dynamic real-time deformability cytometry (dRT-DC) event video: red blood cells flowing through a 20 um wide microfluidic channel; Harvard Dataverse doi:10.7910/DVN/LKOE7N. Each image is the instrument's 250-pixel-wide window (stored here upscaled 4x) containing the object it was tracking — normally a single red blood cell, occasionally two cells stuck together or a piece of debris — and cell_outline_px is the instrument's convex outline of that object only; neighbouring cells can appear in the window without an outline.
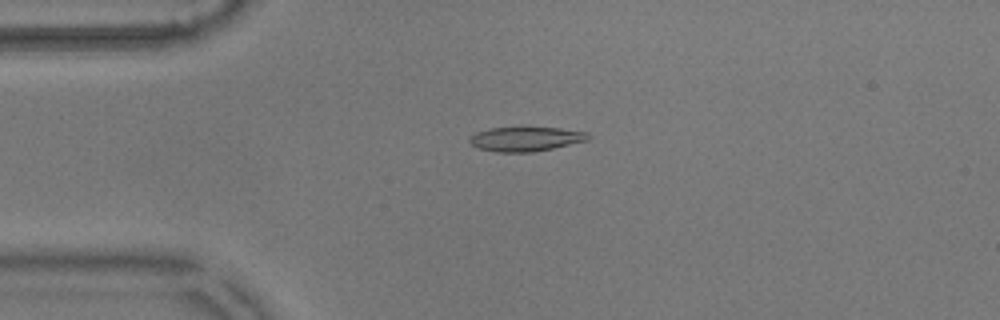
{"species": "common noctule bat (a hibernating species)", "species_latin": "Nyctalus noctula", "temperature_condition": "warm", "stored_images_in_passage": 54, "camera_frame_rate_fps": 3000, "um_per_image_px": 0.085, "animal": {"sex": "male", "body_mass_g": 17.9}, "frame": {"image": 1, "passage_image": 12, "time_ms": 3.667, "image_size_px": [1000, 320], "cell_outline_px": [[592, 136], [588, 140], [552, 148], [532, 152], [496, 152], [480, 148], [472, 144], [468, 140], [476, 132], [488, 128], [560, 128], [588, 132]], "centroid_in_image_um": [44.71, 11.81], "position_along_channel_um": 40.3, "area_um2": 16.65}}
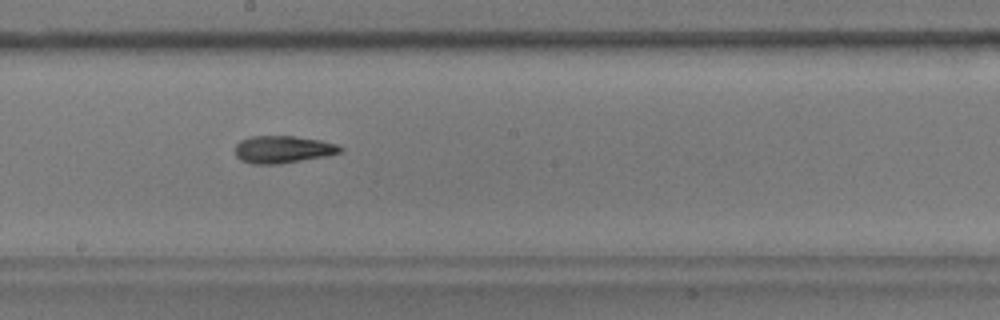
{"frame": {"image": 2, "passage_image": 29, "time_ms": 9.333, "image_size_px": [1000, 320], "cell_outline_px": [[344, 148], [340, 152], [328, 156], [280, 164], [252, 164], [240, 160], [236, 156], [236, 144], [240, 140], [252, 136], [292, 136], [320, 140], [336, 144]], "centroid_in_image_um": [24.04, 12.71], "position_along_channel_um": 224.2, "area_um2": 16.82}}
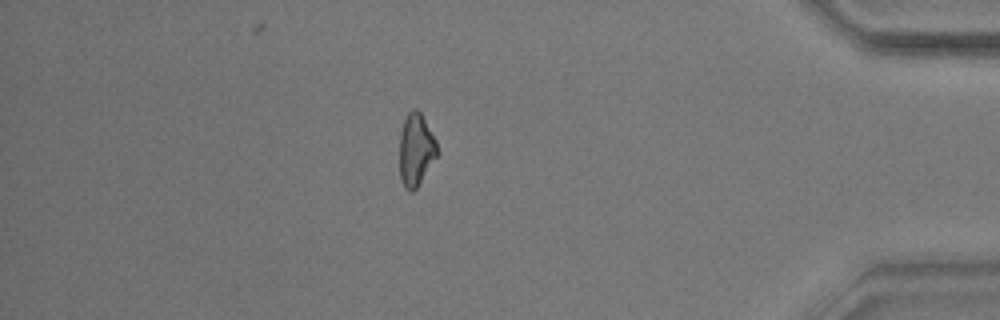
{"frame": {"image": 3, "passage_image": 47, "time_ms": 15.333, "image_size_px": [1000, 320], "cell_outline_px": [[440, 152], [416, 188], [412, 192], [408, 192], [404, 188], [400, 180], [400, 132], [404, 120], [408, 112], [412, 108], [416, 108], [420, 112], [436, 140]], "centroid_in_image_um": [35.36, 12.74], "position_along_channel_um": 399.8, "area_um2": 16.07}, "authors_computed_cell_mechanics": {"area_um2": 16.6175, "velocity_mm_per_s": 3.6174, "shape_relaxation_time_tau1_ms": 6.1205, "shape_relaxation_time_tau2_ms": 3.8081, "deformation_change_tau1": 0.2167, "deformation_change_tau2": 0.1348}}